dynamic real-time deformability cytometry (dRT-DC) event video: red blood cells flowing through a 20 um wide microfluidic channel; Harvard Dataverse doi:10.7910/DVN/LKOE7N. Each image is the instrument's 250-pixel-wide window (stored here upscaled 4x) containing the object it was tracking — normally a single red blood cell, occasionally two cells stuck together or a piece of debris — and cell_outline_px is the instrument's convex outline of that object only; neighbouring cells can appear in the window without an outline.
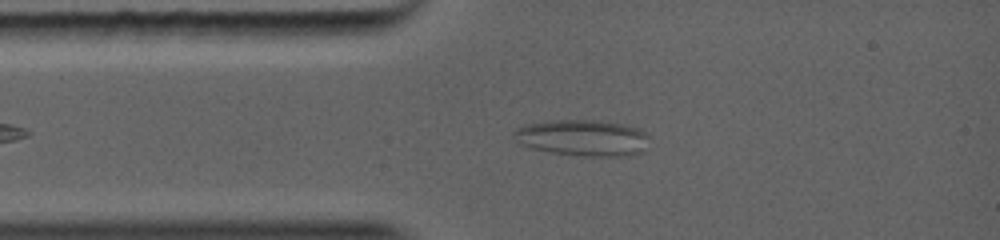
{"species": "common noctule bat (a hibernating species)", "species_latin": "Nyctalus noctula", "temperature_condition": "warm", "stored_images_in_passage": 46, "camera_frame_rate_fps": 5000, "um_per_image_px": 0.085, "animal": {"sex": "female", "body_mass_g": 19.0, "forearm_length_mm": 56.7}, "frame": {"image": 1, "passage_image": 9, "time_ms": 1.6, "image_size_px": [1000, 240], "cell_outline_px": [[648, 148], [644, 152], [636, 156], [576, 156], [548, 152], [532, 148], [520, 144], [520, 132], [524, 128], [544, 124], [612, 124], [628, 128], [636, 132]], "centroid_in_image_um": [49.62, 11.89], "position_along_channel_um": 35.4, "area_um2": 24.91}}
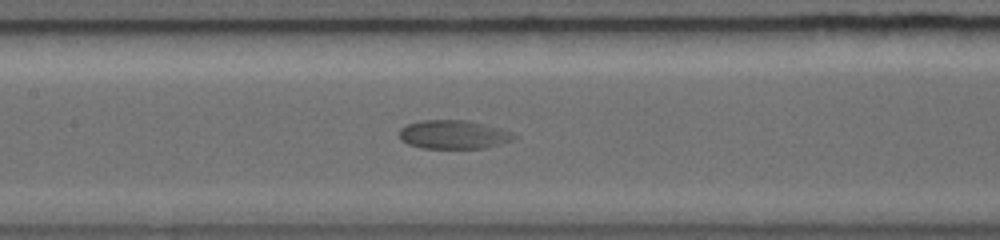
{"frame": {"image": 2, "passage_image": 25, "time_ms": 4.6, "image_size_px": [1000, 240], "cell_outline_px": [[496, 140], [492, 144], [480, 148], [424, 148], [408, 144], [400, 136], [400, 132], [404, 128], [412, 124], [436, 120], [456, 120]], "centroid_in_image_um": [37.79, 11.51], "position_along_channel_um": 169.6, "area_um2": 14.51}}
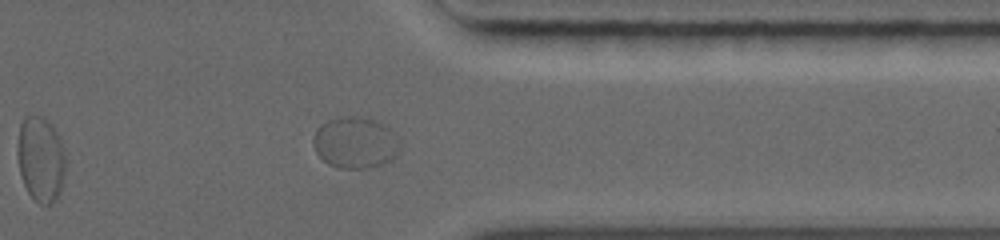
{"frame": {"image": 3, "passage_image": 41, "time_ms": 9.2, "image_size_px": [1000, 240], "cell_outline_px": [[392, 160], [384, 164], [368, 168], [340, 168], [328, 164], [320, 156], [316, 148], [316, 136], [392, 156]], "centroid_in_image_um": [29.66, 13.18], "position_along_channel_um": 381.7, "area_um2": 10.4}}